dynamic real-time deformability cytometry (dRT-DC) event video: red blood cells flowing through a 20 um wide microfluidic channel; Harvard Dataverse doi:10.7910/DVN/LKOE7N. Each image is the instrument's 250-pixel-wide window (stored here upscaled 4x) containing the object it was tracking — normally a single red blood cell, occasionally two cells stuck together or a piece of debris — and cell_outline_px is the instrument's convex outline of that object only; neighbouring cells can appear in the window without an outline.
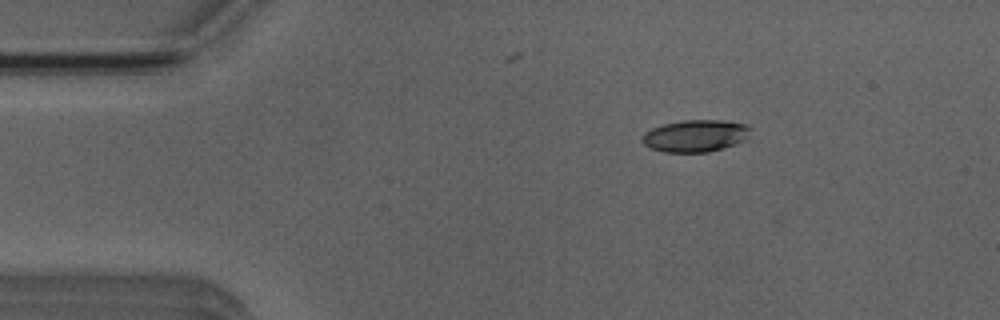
{"species": "Egyptian fruit bat (a non-hibernating species)", "species_latin": "Rousettus aegyptiacus", "temperature_condition": "room temperature", "stored_images_in_passage": 53, "camera_frame_rate_fps": 3000, "um_per_image_px": 0.085, "animal": {"sex": "male"}, "frame": {"image": 1, "passage_image": 9, "time_ms": 2.667, "image_size_px": [1000, 320], "cell_outline_px": [[752, 128], [744, 140], [736, 144], [708, 152], [664, 152], [648, 148], [640, 140], [644, 132], [652, 128], [664, 124], [684, 120], [720, 120], [744, 124]], "centroid_in_image_um": [59.07, 11.55], "position_along_channel_um": 25.9, "area_um2": 20.23}}
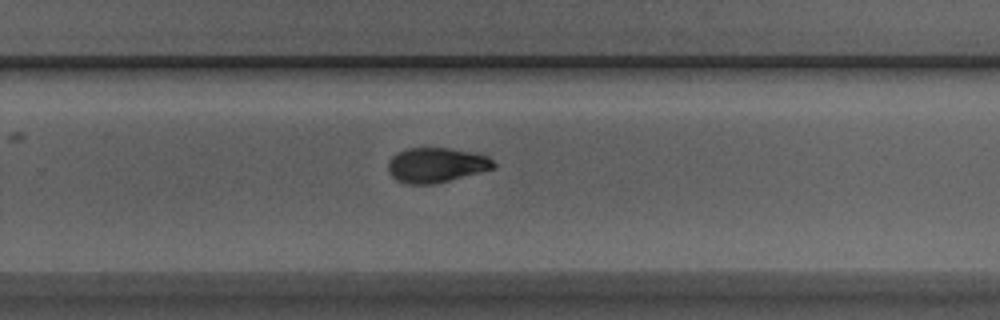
{"frame": {"image": 2, "passage_image": 34, "time_ms": 11.0, "image_size_px": [1000, 320], "cell_outline_px": [[496, 168], [432, 184], [404, 184], [396, 180], [388, 172], [388, 160], [396, 152], [408, 148], [452, 148], [488, 156], [496, 164]], "centroid_in_image_um": [37.05, 14.02], "position_along_channel_um": 292.8, "area_um2": 21.44}}
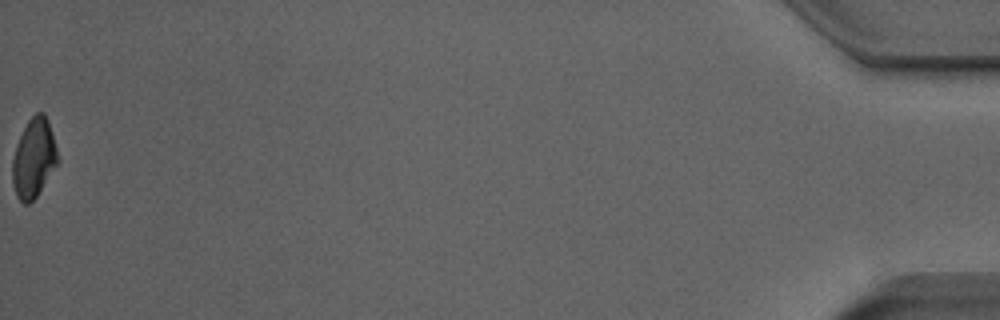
{"frame": {"image": 3, "passage_image": 53, "time_ms": 17.333, "image_size_px": [1000, 320], "cell_outline_px": [[60, 160], [36, 196], [28, 204], [24, 204], [16, 196], [12, 180], [12, 160], [16, 144], [28, 120], [36, 112], [44, 112], [48, 120]], "centroid_in_image_um": [2.87, 13.43], "position_along_channel_um": 432.3, "area_um2": 20.81}, "authors_computed_cell_mechanics": {"area_um2": 21.2126, "velocity_mm_per_s": 3.9277, "shape_relaxation_time_tau1_ms": 3.5948, "shape_relaxation_time_tau2_ms": 3.234, "deformation_change_tau1": 0.1328, "deformation_change_tau2": 0.0868}}